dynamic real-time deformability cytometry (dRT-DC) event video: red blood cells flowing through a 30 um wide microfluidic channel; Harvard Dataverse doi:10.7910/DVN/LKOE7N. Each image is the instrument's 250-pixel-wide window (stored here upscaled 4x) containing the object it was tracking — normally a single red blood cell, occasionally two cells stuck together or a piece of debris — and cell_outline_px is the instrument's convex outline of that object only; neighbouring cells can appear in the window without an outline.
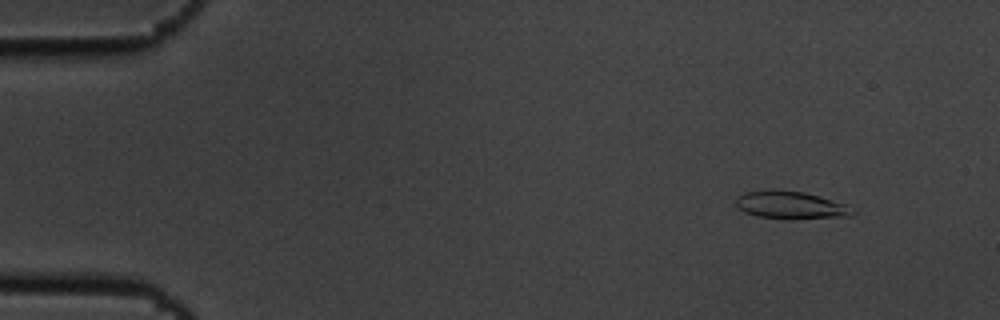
{"species": "common noctule bat (a hibernating species)", "species_latin": "Nyctalus noctula", "temperature_condition": "cold", "stored_images_in_passage": 55, "camera_frame_rate_fps": 3000, "um_per_image_px": 0.085, "animal": {"sex": "male", "body_mass_g": 19.5, "forearm_length_mm": 54.6}, "frame": {"image": 1, "passage_image": 6, "time_ms": 1.667, "image_size_px": [1000, 320], "cell_outline_px": [[856, 212], [852, 216], [792, 220], [784, 220], [756, 216], [744, 212], [736, 204], [736, 196], [744, 192], [804, 192], [844, 204]], "centroid_in_image_um": [67.22, 17.5], "position_along_channel_um": 17.8, "area_um2": 18.38}}
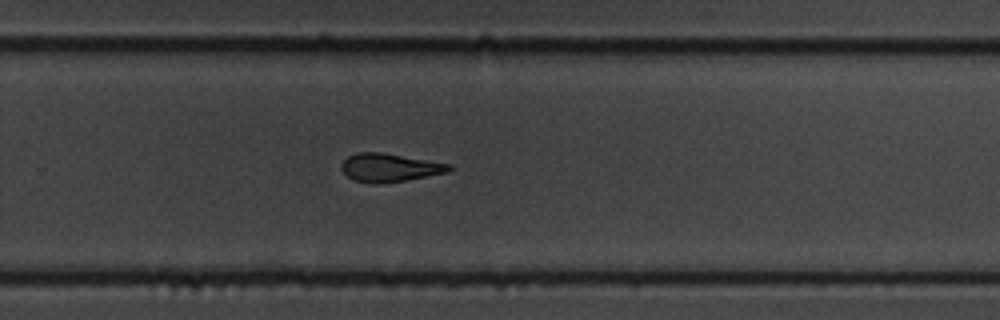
{"frame": {"image": 2, "passage_image": 37, "time_ms": 12.0, "image_size_px": [1000, 320], "cell_outline_px": [[452, 168], [448, 172], [404, 180], [376, 184], [368, 184], [352, 180], [340, 168], [340, 164], [348, 156], [356, 152], [380, 152], [452, 164]], "centroid_in_image_um": [33.07, 14.25], "position_along_channel_um": 296.7, "area_um2": 17.74}}
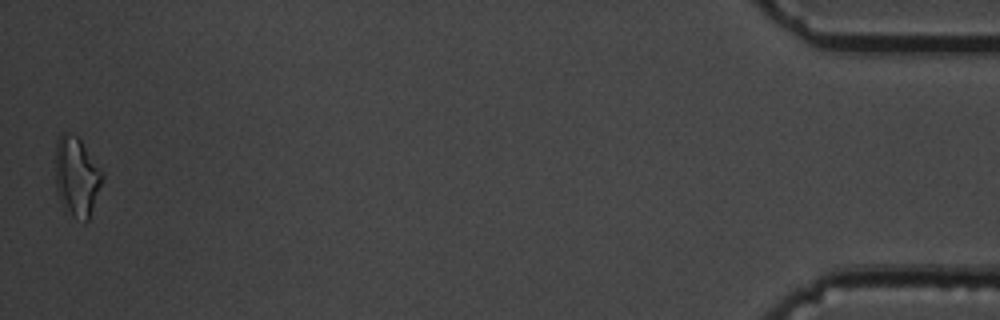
{"frame": {"image": 3, "passage_image": 55, "time_ms": 18.0, "image_size_px": [1000, 320], "cell_outline_px": [[104, 176], [88, 220], [84, 220], [72, 216], [64, 212], [56, 192], [56, 136], [64, 132], [68, 132], [76, 136], [80, 140], [104, 172]], "centroid_in_image_um": [6.5, 15.0], "position_along_channel_um": 428.7, "area_um2": 21.85}, "authors_computed_cell_mechanics": {"area_um2": 18.5538, "velocity_mm_per_s": 3.6628, "shape_relaxation_time_tau1_ms": 5.5515, "shape_relaxation_time_tau2_ms": 4.2602, "deformation_change_tau1": 0.1679, "deformation_change_tau2": 0.1284}}